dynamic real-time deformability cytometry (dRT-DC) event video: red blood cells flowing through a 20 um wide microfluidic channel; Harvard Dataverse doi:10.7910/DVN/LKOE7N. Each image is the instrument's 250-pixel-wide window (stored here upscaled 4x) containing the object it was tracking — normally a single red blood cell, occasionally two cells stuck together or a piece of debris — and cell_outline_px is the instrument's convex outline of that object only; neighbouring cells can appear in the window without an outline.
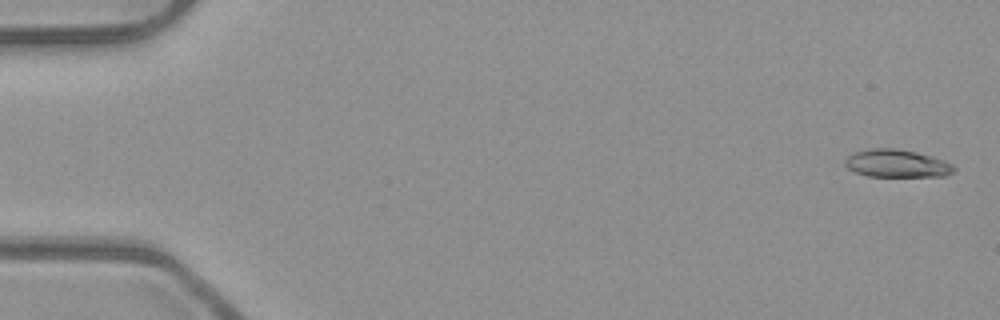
{"species": "common noctule bat (a hibernating species)", "species_latin": "Nyctalus noctula", "temperature_condition": "room temperature", "stored_images_in_passage": 13, "camera_frame_rate_fps": 3000, "um_per_image_px": 0.085, "animal": {"sex": "male", "body_mass_g": 23.1, "forearm_length_mm": 52.7}, "frame": {"image": 1, "passage_image": 2, "time_ms": 0.333, "image_size_px": [1000, 320], "cell_outline_px": [[956, 168], [952, 172], [944, 176], [868, 176], [856, 172], [848, 168], [844, 164], [844, 160], [848, 156], [856, 152], [872, 148], [896, 148], [916, 152], [944, 160], [952, 164]], "centroid_in_image_um": [76.22, 13.89], "position_along_channel_um": 8.8, "area_um2": 17.46}}